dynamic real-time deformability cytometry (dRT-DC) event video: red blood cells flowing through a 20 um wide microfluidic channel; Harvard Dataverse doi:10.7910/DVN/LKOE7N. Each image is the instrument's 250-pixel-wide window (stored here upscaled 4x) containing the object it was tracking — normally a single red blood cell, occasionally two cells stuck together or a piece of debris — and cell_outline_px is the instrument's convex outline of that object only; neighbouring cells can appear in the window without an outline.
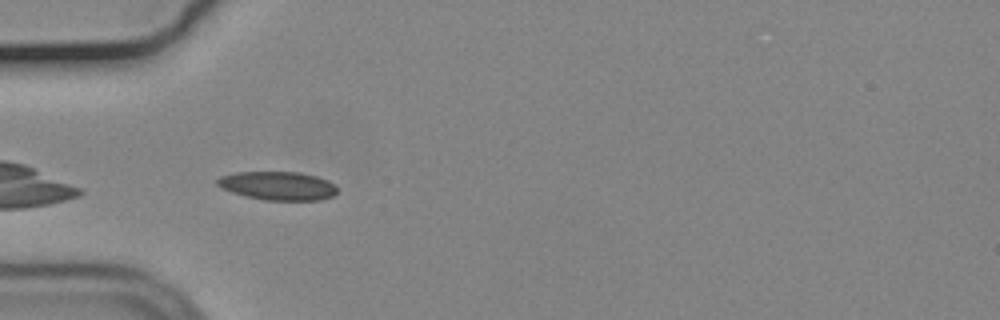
{"species": "common noctule bat (a hibernating species)", "species_latin": "Nyctalus noctula", "temperature_condition": "cold", "stored_images_in_passage": 9, "camera_frame_rate_fps": 3000, "um_per_image_px": 0.085, "animal": {"sex": "male", "body_mass_g": 19.2, "forearm_length_mm": 51.8}, "frame": {"image": 1, "passage_image": 2, "time_ms": 0.333, "image_size_px": [1000, 320], "cell_outline_px": [[336, 192], [332, 196], [320, 200], [264, 200], [244, 196], [232, 192], [216, 184], [216, 180], [220, 176], [236, 172], [300, 172], [316, 176], [328, 180], [336, 188]], "centroid_in_image_um": [23.6, 15.79], "position_along_channel_um": 61.4, "area_um2": 19.88}}
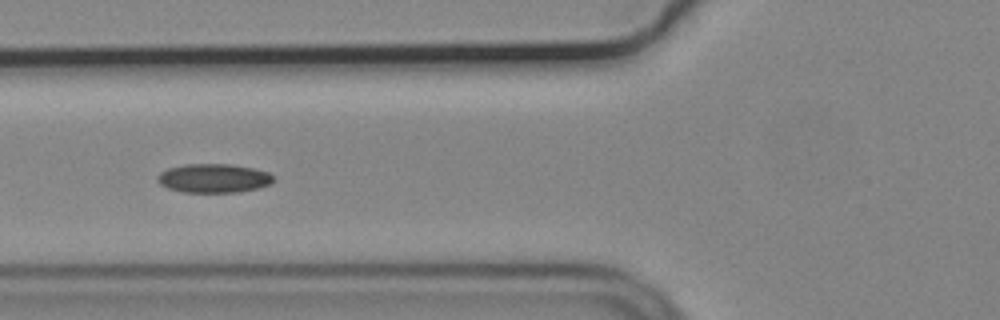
{"frame": {"image": 2, "passage_image": 6, "time_ms": 1.667, "image_size_px": [1000, 320], "cell_outline_px": [[276, 180], [268, 184], [256, 188], [236, 192], [184, 192], [168, 188], [160, 184], [156, 180], [156, 176], [160, 172], [168, 168], [184, 164], [232, 164], [252, 168], [268, 172]], "centroid_in_image_um": [18.12, 15.14], "position_along_channel_um": 107.7, "area_um2": 19.48}}